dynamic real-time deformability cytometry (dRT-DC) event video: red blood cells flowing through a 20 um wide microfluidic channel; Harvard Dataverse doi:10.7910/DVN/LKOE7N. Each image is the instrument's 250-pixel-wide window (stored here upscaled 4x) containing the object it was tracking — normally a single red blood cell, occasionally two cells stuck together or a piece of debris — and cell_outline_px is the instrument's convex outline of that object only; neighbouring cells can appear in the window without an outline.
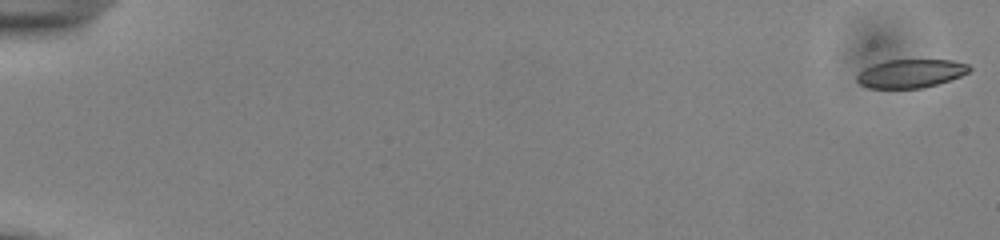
{"species": "common noctule bat (a hibernating species)", "species_latin": "Nyctalus noctula", "temperature_condition": "cold", "stored_images_in_passage": 55, "camera_frame_rate_fps": 3000, "um_per_image_px": 0.085, "animal": {"sex": "male", "body_mass_g": 13.0, "forearm_length_mm": 53.1}, "frame": {"image": 1, "passage_image": 1, "time_ms": 0.0, "image_size_px": [1000, 240], "cell_outline_px": [[972, 68], [968, 72], [960, 76], [924, 88], [868, 88], [860, 84], [856, 80], [856, 76], [864, 68], [872, 64], [888, 60], [952, 60], [968, 64]], "centroid_in_image_um": [77.39, 6.24], "position_along_channel_um": 7.6, "area_um2": 18.61}}
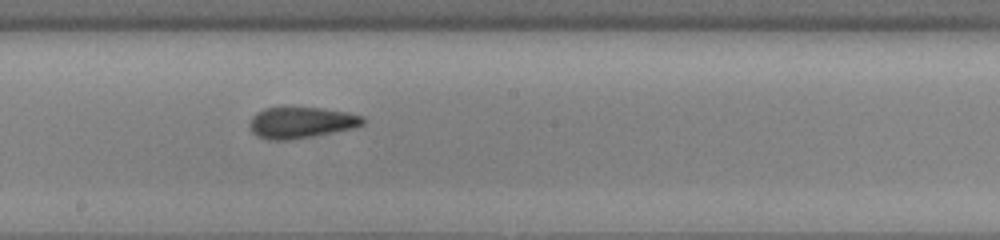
{"frame": {"image": 2, "passage_image": 32, "time_ms": 10.333, "image_size_px": [1000, 240], "cell_outline_px": [[364, 124], [352, 128], [312, 136], [288, 140], [268, 140], [256, 136], [252, 132], [248, 124], [252, 116], [256, 112], [264, 108], [324, 108], [348, 112], [364, 116]], "centroid_in_image_um": [25.57, 10.42], "position_along_channel_um": 222.6, "area_um2": 20.58}}
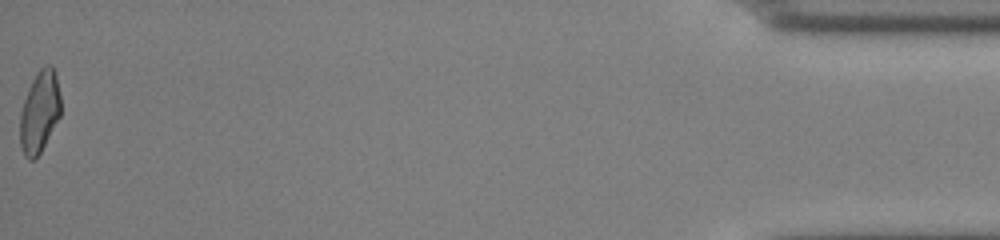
{"frame": {"image": 3, "passage_image": 55, "time_ms": 18.0, "image_size_px": [1000, 240], "cell_outline_px": [[60, 116], [36, 160], [28, 160], [24, 156], [20, 148], [20, 112], [28, 88], [36, 72], [44, 64], [52, 64], [56, 76], [60, 96]], "centroid_in_image_um": [3.35, 9.51], "position_along_channel_um": 431.9, "area_um2": 19.59}, "authors_computed_cell_mechanics": {"area_um2": 20.1722, "velocity_mm_per_s": 3.8738, "shape_relaxation_time_tau1_ms": null, "shape_relaxation_time_tau2_ms": 2.881, "deformation_change_tau1": null, "deformation_change_tau2": 0.1149}}